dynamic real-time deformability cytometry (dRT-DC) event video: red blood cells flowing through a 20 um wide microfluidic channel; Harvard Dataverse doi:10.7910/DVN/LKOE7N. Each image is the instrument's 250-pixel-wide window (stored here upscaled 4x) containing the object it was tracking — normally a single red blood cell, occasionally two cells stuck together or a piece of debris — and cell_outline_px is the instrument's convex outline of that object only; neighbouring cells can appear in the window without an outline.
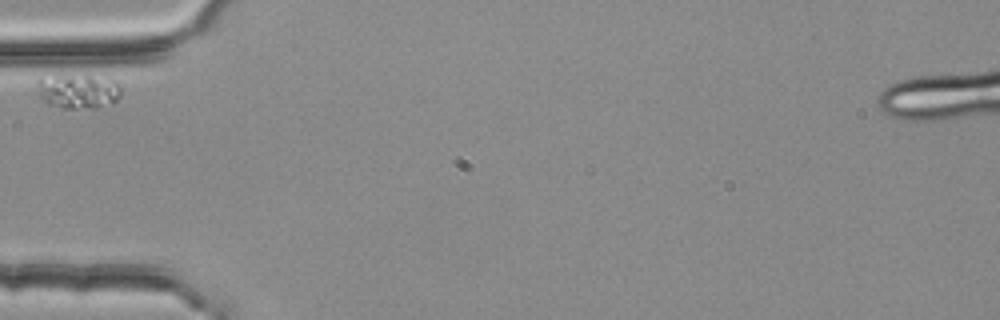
{"species": "common noctule bat (a hibernating species)", "species_latin": "Nyctalus noctula", "temperature_condition": "room temperature", "stored_images_in_passage": 1, "camera_frame_rate_fps": 3000, "um_per_image_px": 0.085, "animal": {"sex": "female", "body_mass_g": 25.1}, "frame": {"image": 1, "passage_image": 1, "time_ms": 0.0, "image_size_px": [1000, 320], "cell_outline_px": [[120, 96], [116, 100], [96, 108], [60, 108], [48, 104], [40, 100], [36, 84], [36, 76], [88, 76], [116, 80], [120, 88]], "centroid_in_image_um": [6.55, 7.76], "position_along_channel_um": 78.4, "area_um2": 16.94}}